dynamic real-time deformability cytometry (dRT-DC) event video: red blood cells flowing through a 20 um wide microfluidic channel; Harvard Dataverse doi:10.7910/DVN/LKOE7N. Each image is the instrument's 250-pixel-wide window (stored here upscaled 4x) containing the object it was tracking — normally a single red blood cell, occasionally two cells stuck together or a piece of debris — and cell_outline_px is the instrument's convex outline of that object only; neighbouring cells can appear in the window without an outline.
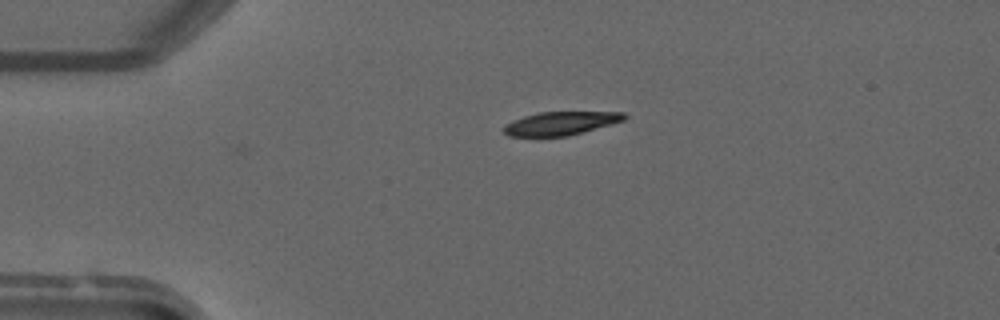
{"species": "common noctule bat (a hibernating species)", "species_latin": "Nyctalus noctula", "temperature_condition": "warm", "stored_images_in_passage": 2, "camera_frame_rate_fps": 3000, "um_per_image_px": 0.085, "animal": {"sex": "male", "forearm_length_mm": 52.5}, "frame": {"image": 1, "passage_image": 1, "time_ms": 0.0, "image_size_px": [1000, 320], "cell_outline_px": [[628, 116], [624, 120], [568, 136], [508, 136], [504, 132], [504, 124], [512, 120], [524, 116], [540, 112], [624, 112]], "centroid_in_image_um": [47.63, 10.48], "position_along_channel_um": 37.4, "area_um2": 16.3}}
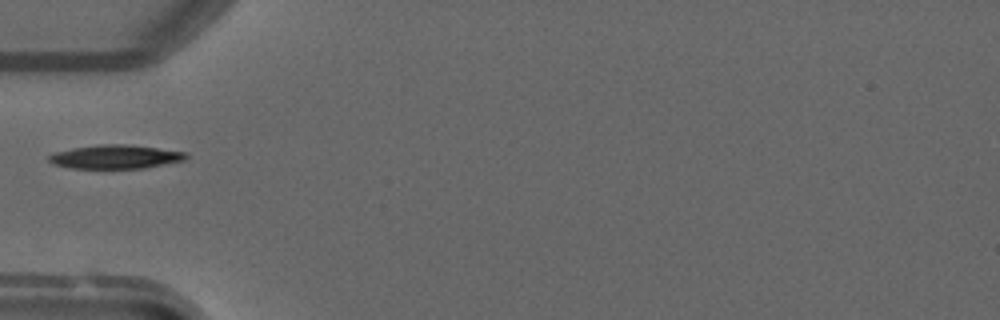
{"frame": {"image": 2, "passage_image": 2, "time_ms": 1.667, "image_size_px": [1000, 320], "cell_outline_px": [[188, 156], [184, 160], [144, 168], [72, 168], [56, 164], [48, 160], [48, 156], [56, 152], [72, 148], [100, 144], [128, 144], [188, 152]], "centroid_in_image_um": [9.85, 13.32], "position_along_channel_um": 75.2, "area_um2": 18.84}}